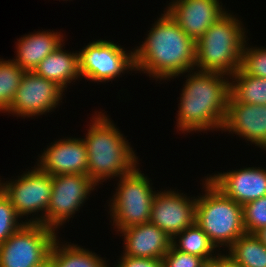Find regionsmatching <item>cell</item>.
I'll list each match as a JSON object with an SVG mask.
<instances>
[{
    "mask_svg": "<svg viewBox=\"0 0 266 267\" xmlns=\"http://www.w3.org/2000/svg\"><path fill=\"white\" fill-rule=\"evenodd\" d=\"M163 12L144 42L132 49L135 71L160 81L174 79L195 69V42L166 10Z\"/></svg>",
    "mask_w": 266,
    "mask_h": 267,
    "instance_id": "obj_1",
    "label": "cell"
},
{
    "mask_svg": "<svg viewBox=\"0 0 266 267\" xmlns=\"http://www.w3.org/2000/svg\"><path fill=\"white\" fill-rule=\"evenodd\" d=\"M187 74L178 104L177 131H221L231 96L230 76L194 69Z\"/></svg>",
    "mask_w": 266,
    "mask_h": 267,
    "instance_id": "obj_2",
    "label": "cell"
},
{
    "mask_svg": "<svg viewBox=\"0 0 266 267\" xmlns=\"http://www.w3.org/2000/svg\"><path fill=\"white\" fill-rule=\"evenodd\" d=\"M94 115L83 140L88 153L87 175L99 186L109 178H118L133 171L139 160L108 115L104 112L97 114V111Z\"/></svg>",
    "mask_w": 266,
    "mask_h": 267,
    "instance_id": "obj_3",
    "label": "cell"
},
{
    "mask_svg": "<svg viewBox=\"0 0 266 267\" xmlns=\"http://www.w3.org/2000/svg\"><path fill=\"white\" fill-rule=\"evenodd\" d=\"M232 14L226 11L195 42V70L230 76L240 68L246 29Z\"/></svg>",
    "mask_w": 266,
    "mask_h": 267,
    "instance_id": "obj_4",
    "label": "cell"
},
{
    "mask_svg": "<svg viewBox=\"0 0 266 267\" xmlns=\"http://www.w3.org/2000/svg\"><path fill=\"white\" fill-rule=\"evenodd\" d=\"M204 193L196 197L195 223L216 248H229L245 234L242 205L225 196L206 177Z\"/></svg>",
    "mask_w": 266,
    "mask_h": 267,
    "instance_id": "obj_5",
    "label": "cell"
},
{
    "mask_svg": "<svg viewBox=\"0 0 266 267\" xmlns=\"http://www.w3.org/2000/svg\"><path fill=\"white\" fill-rule=\"evenodd\" d=\"M119 179L108 205V214L111 212L110 218L117 233L124 228L149 222L157 193L152 189L151 179L138 167Z\"/></svg>",
    "mask_w": 266,
    "mask_h": 267,
    "instance_id": "obj_6",
    "label": "cell"
},
{
    "mask_svg": "<svg viewBox=\"0 0 266 267\" xmlns=\"http://www.w3.org/2000/svg\"><path fill=\"white\" fill-rule=\"evenodd\" d=\"M17 177L15 180L4 181V183L1 182V179L0 188L9 197L20 220L24 216L37 214L34 216L35 218L31 217L24 222L43 224L47 227V209L52 192V176L34 165L32 169Z\"/></svg>",
    "mask_w": 266,
    "mask_h": 267,
    "instance_id": "obj_7",
    "label": "cell"
},
{
    "mask_svg": "<svg viewBox=\"0 0 266 267\" xmlns=\"http://www.w3.org/2000/svg\"><path fill=\"white\" fill-rule=\"evenodd\" d=\"M57 231L43 224L25 223L0 244V267H33L50 254Z\"/></svg>",
    "mask_w": 266,
    "mask_h": 267,
    "instance_id": "obj_8",
    "label": "cell"
},
{
    "mask_svg": "<svg viewBox=\"0 0 266 267\" xmlns=\"http://www.w3.org/2000/svg\"><path fill=\"white\" fill-rule=\"evenodd\" d=\"M110 41L99 39L89 42L78 51L81 78L95 83L112 82L122 74L135 71L133 51H126Z\"/></svg>",
    "mask_w": 266,
    "mask_h": 267,
    "instance_id": "obj_9",
    "label": "cell"
},
{
    "mask_svg": "<svg viewBox=\"0 0 266 267\" xmlns=\"http://www.w3.org/2000/svg\"><path fill=\"white\" fill-rule=\"evenodd\" d=\"M96 184L83 174L52 176V192L47 209V227L58 231L69 222L88 199Z\"/></svg>",
    "mask_w": 266,
    "mask_h": 267,
    "instance_id": "obj_10",
    "label": "cell"
},
{
    "mask_svg": "<svg viewBox=\"0 0 266 267\" xmlns=\"http://www.w3.org/2000/svg\"><path fill=\"white\" fill-rule=\"evenodd\" d=\"M63 92L55 82L33 71H25L10 107L5 112L23 118L47 114L60 105Z\"/></svg>",
    "mask_w": 266,
    "mask_h": 267,
    "instance_id": "obj_11",
    "label": "cell"
},
{
    "mask_svg": "<svg viewBox=\"0 0 266 267\" xmlns=\"http://www.w3.org/2000/svg\"><path fill=\"white\" fill-rule=\"evenodd\" d=\"M194 198L173 189L158 191L152 203L149 222L173 238L195 223L196 198Z\"/></svg>",
    "mask_w": 266,
    "mask_h": 267,
    "instance_id": "obj_12",
    "label": "cell"
},
{
    "mask_svg": "<svg viewBox=\"0 0 266 267\" xmlns=\"http://www.w3.org/2000/svg\"><path fill=\"white\" fill-rule=\"evenodd\" d=\"M67 138V139H66ZM51 142L40 156L37 166L51 176L88 173V153L83 138L66 137Z\"/></svg>",
    "mask_w": 266,
    "mask_h": 267,
    "instance_id": "obj_13",
    "label": "cell"
},
{
    "mask_svg": "<svg viewBox=\"0 0 266 267\" xmlns=\"http://www.w3.org/2000/svg\"><path fill=\"white\" fill-rule=\"evenodd\" d=\"M219 0H172L166 11L196 42L226 10Z\"/></svg>",
    "mask_w": 266,
    "mask_h": 267,
    "instance_id": "obj_14",
    "label": "cell"
},
{
    "mask_svg": "<svg viewBox=\"0 0 266 267\" xmlns=\"http://www.w3.org/2000/svg\"><path fill=\"white\" fill-rule=\"evenodd\" d=\"M237 170V171H236ZM206 178L225 196L244 205L266 195V168L246 167Z\"/></svg>",
    "mask_w": 266,
    "mask_h": 267,
    "instance_id": "obj_15",
    "label": "cell"
},
{
    "mask_svg": "<svg viewBox=\"0 0 266 267\" xmlns=\"http://www.w3.org/2000/svg\"><path fill=\"white\" fill-rule=\"evenodd\" d=\"M222 131L266 150V105L237 103L231 96Z\"/></svg>",
    "mask_w": 266,
    "mask_h": 267,
    "instance_id": "obj_16",
    "label": "cell"
},
{
    "mask_svg": "<svg viewBox=\"0 0 266 267\" xmlns=\"http://www.w3.org/2000/svg\"><path fill=\"white\" fill-rule=\"evenodd\" d=\"M119 233L124 236L122 254L128 256L162 259L172 246V237L150 222L124 228Z\"/></svg>",
    "mask_w": 266,
    "mask_h": 267,
    "instance_id": "obj_17",
    "label": "cell"
},
{
    "mask_svg": "<svg viewBox=\"0 0 266 267\" xmlns=\"http://www.w3.org/2000/svg\"><path fill=\"white\" fill-rule=\"evenodd\" d=\"M63 33L51 31H37L24 35L19 40L12 59L21 69L33 71L35 67L50 53H53L63 42Z\"/></svg>",
    "mask_w": 266,
    "mask_h": 267,
    "instance_id": "obj_18",
    "label": "cell"
},
{
    "mask_svg": "<svg viewBox=\"0 0 266 267\" xmlns=\"http://www.w3.org/2000/svg\"><path fill=\"white\" fill-rule=\"evenodd\" d=\"M61 44L53 53L46 56L33 72L49 81L58 84L64 91L76 79H80L79 54L64 50ZM69 83V84H68Z\"/></svg>",
    "mask_w": 266,
    "mask_h": 267,
    "instance_id": "obj_19",
    "label": "cell"
},
{
    "mask_svg": "<svg viewBox=\"0 0 266 267\" xmlns=\"http://www.w3.org/2000/svg\"><path fill=\"white\" fill-rule=\"evenodd\" d=\"M50 262L52 267H107L102 257L76 244H60L57 238L51 248Z\"/></svg>",
    "mask_w": 266,
    "mask_h": 267,
    "instance_id": "obj_20",
    "label": "cell"
},
{
    "mask_svg": "<svg viewBox=\"0 0 266 267\" xmlns=\"http://www.w3.org/2000/svg\"><path fill=\"white\" fill-rule=\"evenodd\" d=\"M230 79V95L237 103L266 105V78L248 75L239 68Z\"/></svg>",
    "mask_w": 266,
    "mask_h": 267,
    "instance_id": "obj_21",
    "label": "cell"
},
{
    "mask_svg": "<svg viewBox=\"0 0 266 267\" xmlns=\"http://www.w3.org/2000/svg\"><path fill=\"white\" fill-rule=\"evenodd\" d=\"M172 246L179 251L199 256L206 262L213 261L219 254L207 234L196 223L177 233L172 238Z\"/></svg>",
    "mask_w": 266,
    "mask_h": 267,
    "instance_id": "obj_22",
    "label": "cell"
},
{
    "mask_svg": "<svg viewBox=\"0 0 266 267\" xmlns=\"http://www.w3.org/2000/svg\"><path fill=\"white\" fill-rule=\"evenodd\" d=\"M228 250L227 255L242 267H266V246L255 234H243Z\"/></svg>",
    "mask_w": 266,
    "mask_h": 267,
    "instance_id": "obj_23",
    "label": "cell"
},
{
    "mask_svg": "<svg viewBox=\"0 0 266 267\" xmlns=\"http://www.w3.org/2000/svg\"><path fill=\"white\" fill-rule=\"evenodd\" d=\"M24 73L13 60L0 59V112L10 107Z\"/></svg>",
    "mask_w": 266,
    "mask_h": 267,
    "instance_id": "obj_24",
    "label": "cell"
},
{
    "mask_svg": "<svg viewBox=\"0 0 266 267\" xmlns=\"http://www.w3.org/2000/svg\"><path fill=\"white\" fill-rule=\"evenodd\" d=\"M244 44L240 68L248 75L266 78V48ZM251 47V48H250Z\"/></svg>",
    "mask_w": 266,
    "mask_h": 267,
    "instance_id": "obj_25",
    "label": "cell"
},
{
    "mask_svg": "<svg viewBox=\"0 0 266 267\" xmlns=\"http://www.w3.org/2000/svg\"><path fill=\"white\" fill-rule=\"evenodd\" d=\"M9 199L0 188V244L17 232L24 224ZM19 221V222H18Z\"/></svg>",
    "mask_w": 266,
    "mask_h": 267,
    "instance_id": "obj_26",
    "label": "cell"
},
{
    "mask_svg": "<svg viewBox=\"0 0 266 267\" xmlns=\"http://www.w3.org/2000/svg\"><path fill=\"white\" fill-rule=\"evenodd\" d=\"M242 213L246 233L254 234L266 227V195L242 205Z\"/></svg>",
    "mask_w": 266,
    "mask_h": 267,
    "instance_id": "obj_27",
    "label": "cell"
},
{
    "mask_svg": "<svg viewBox=\"0 0 266 267\" xmlns=\"http://www.w3.org/2000/svg\"><path fill=\"white\" fill-rule=\"evenodd\" d=\"M164 267H203L207 262L196 255L175 249L173 246L162 257Z\"/></svg>",
    "mask_w": 266,
    "mask_h": 267,
    "instance_id": "obj_28",
    "label": "cell"
},
{
    "mask_svg": "<svg viewBox=\"0 0 266 267\" xmlns=\"http://www.w3.org/2000/svg\"><path fill=\"white\" fill-rule=\"evenodd\" d=\"M115 267H164L162 259L121 255Z\"/></svg>",
    "mask_w": 266,
    "mask_h": 267,
    "instance_id": "obj_29",
    "label": "cell"
},
{
    "mask_svg": "<svg viewBox=\"0 0 266 267\" xmlns=\"http://www.w3.org/2000/svg\"><path fill=\"white\" fill-rule=\"evenodd\" d=\"M220 267H242L236 263L230 256L220 253Z\"/></svg>",
    "mask_w": 266,
    "mask_h": 267,
    "instance_id": "obj_30",
    "label": "cell"
},
{
    "mask_svg": "<svg viewBox=\"0 0 266 267\" xmlns=\"http://www.w3.org/2000/svg\"><path fill=\"white\" fill-rule=\"evenodd\" d=\"M255 236L259 239L266 246V227L261 228L260 230L256 231Z\"/></svg>",
    "mask_w": 266,
    "mask_h": 267,
    "instance_id": "obj_31",
    "label": "cell"
},
{
    "mask_svg": "<svg viewBox=\"0 0 266 267\" xmlns=\"http://www.w3.org/2000/svg\"><path fill=\"white\" fill-rule=\"evenodd\" d=\"M203 267H220V253L211 262H207Z\"/></svg>",
    "mask_w": 266,
    "mask_h": 267,
    "instance_id": "obj_32",
    "label": "cell"
},
{
    "mask_svg": "<svg viewBox=\"0 0 266 267\" xmlns=\"http://www.w3.org/2000/svg\"><path fill=\"white\" fill-rule=\"evenodd\" d=\"M33 267H52L51 262H50V257H48L44 262L35 265Z\"/></svg>",
    "mask_w": 266,
    "mask_h": 267,
    "instance_id": "obj_33",
    "label": "cell"
}]
</instances>
